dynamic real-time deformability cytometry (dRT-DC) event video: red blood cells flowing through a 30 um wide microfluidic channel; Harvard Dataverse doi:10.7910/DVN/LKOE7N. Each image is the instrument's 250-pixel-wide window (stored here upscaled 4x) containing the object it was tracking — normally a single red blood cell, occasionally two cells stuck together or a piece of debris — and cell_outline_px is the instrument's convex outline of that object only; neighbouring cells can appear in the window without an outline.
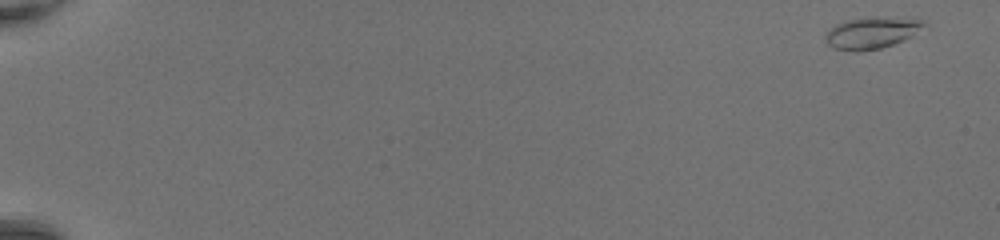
{"species": "common noctule bat (a hibernating species)", "species_latin": "Nyctalus noctula", "temperature_condition": "room temperature", "stored_images_in_passage": 48, "camera_frame_rate_fps": 3000, "um_per_image_px": 0.085, "animal": {"sex": "female", "body_mass_g": 20.0, "forearm_length_mm": 54.0}, "frame": {"image": 1, "passage_image": 1, "time_ms": 0.0, "image_size_px": [1000, 240], "cell_outline_px": [[928, 24], [912, 36], [892, 44], [880, 48], [856, 52], [832, 48], [824, 40], [824, 36], [836, 24], [848, 20], [876, 16], [924, 20]], "centroid_in_image_um": [74.09, 2.79], "position_along_channel_um": 10.9, "area_um2": 18.09}}
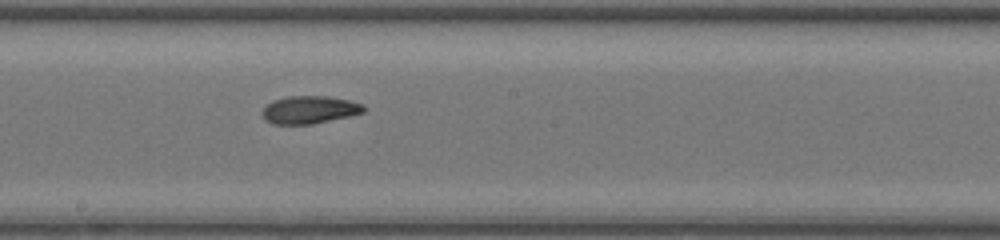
{"frame": {"image": 2, "passage_image": 29, "time_ms": 9.333, "image_size_px": [1000, 240], "cell_outline_px": [[364, 112], [348, 116], [312, 124], [272, 124], [264, 120], [260, 112], [272, 100], [284, 96], [328, 96], [348, 100], [364, 104]], "centroid_in_image_um": [26.25, 9.32], "position_along_channel_um": 221.9, "area_um2": 16.47}}
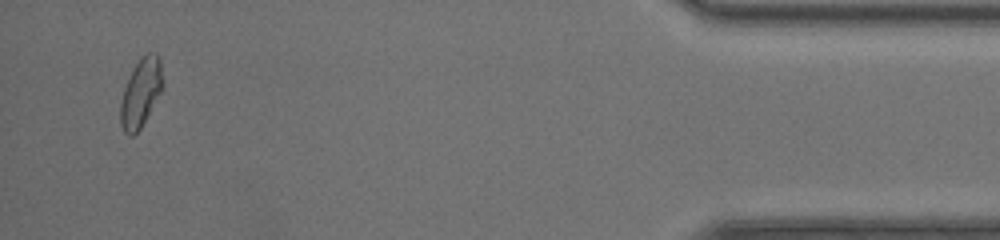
{"frame": {"image": 3, "passage_image": 47, "time_ms": 15.333, "image_size_px": [1000, 240], "cell_outline_px": [[164, 88], [140, 128], [132, 136], [128, 136], [124, 132], [120, 124], [120, 100], [124, 88], [136, 64], [148, 52], [156, 52], [160, 60], [164, 80]], "centroid_in_image_um": [11.99, 7.9], "position_along_channel_um": 423.2, "area_um2": 16.88}, "authors_computed_cell_mechanics": {"area_um2": 16.7042, "velocity_mm_per_s": 4.4166, "shape_relaxation_time_tau1_ms": 4.0947, "shape_relaxation_time_tau2_ms": 1.5345, "deformation_change_tau1": 0.1461, "deformation_change_tau2": 0.0587}}